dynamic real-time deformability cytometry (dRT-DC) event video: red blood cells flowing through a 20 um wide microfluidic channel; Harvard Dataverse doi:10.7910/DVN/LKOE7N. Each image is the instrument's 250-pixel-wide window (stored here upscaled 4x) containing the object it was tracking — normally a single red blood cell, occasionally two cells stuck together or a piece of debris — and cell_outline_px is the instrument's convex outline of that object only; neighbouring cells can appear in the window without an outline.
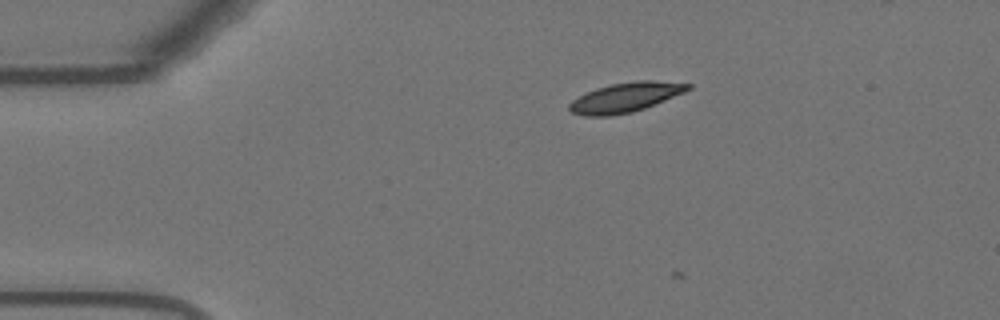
{"species": "Egyptian fruit bat (a non-hibernating species)", "species_latin": "Rousettus aegyptiacus", "temperature_condition": "warm", "stored_images_in_passage": 3, "camera_frame_rate_fps": 3000, "um_per_image_px": 0.085, "animal": {"sex": "female"}, "frame": {"image": 1, "passage_image": 2, "time_ms": 0.333, "image_size_px": [1000, 320], "cell_outline_px": [[692, 88], [684, 92], [644, 108], [632, 112], [608, 116], [584, 116], [572, 112], [568, 108], [568, 104], [572, 100], [596, 88], [612, 84], [636, 80], [652, 80], [692, 84]], "centroid_in_image_um": [53.15, 8.27], "position_along_channel_um": 31.8, "area_um2": 20.23}}